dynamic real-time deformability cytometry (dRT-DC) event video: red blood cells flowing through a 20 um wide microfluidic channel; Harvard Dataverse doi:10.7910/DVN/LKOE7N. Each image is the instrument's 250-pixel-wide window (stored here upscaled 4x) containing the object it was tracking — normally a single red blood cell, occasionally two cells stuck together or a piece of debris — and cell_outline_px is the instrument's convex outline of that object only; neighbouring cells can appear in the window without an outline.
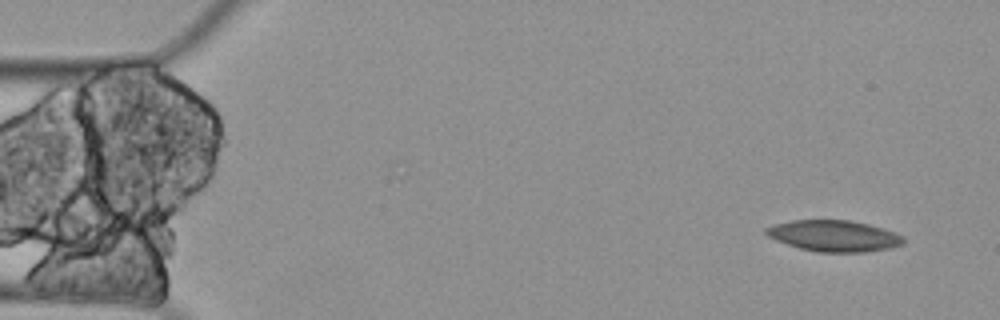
{"species": "Egyptian fruit bat (a non-hibernating species)", "species_latin": "Rousettus aegyptiacus", "temperature_condition": "cold", "stored_images_in_passage": 4, "camera_frame_rate_fps": 3000, "um_per_image_px": 0.085, "animal": {"sex": "female"}, "frame": {"image": 1, "passage_image": 1, "time_ms": 0.0, "image_size_px": [1000, 320], "cell_outline_px": [[904, 244], [892, 248], [864, 252], [816, 252], [800, 248], [776, 240], [768, 236], [764, 232], [764, 228], [772, 224], [792, 220], [848, 220], [868, 224], [884, 228], [896, 232], [904, 236]], "centroid_in_image_um": [70.91, 20.04], "position_along_channel_um": 14.1, "area_um2": 25.2}}
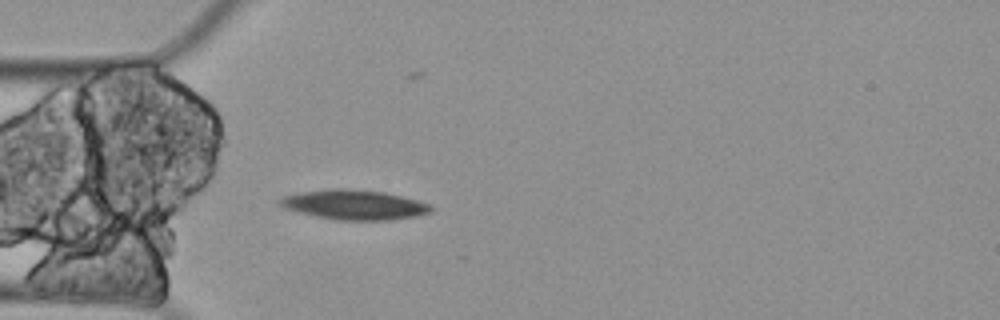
{"frame": {"image": 2, "passage_image": 4, "time_ms": 1.0, "image_size_px": [1000, 320], "cell_outline_px": [[432, 212], [416, 216], [388, 220], [336, 220], [316, 216], [284, 208], [276, 200], [280, 196], [300, 192], [328, 188], [344, 188], [384, 192], [416, 200], [428, 204], [432, 208]], "centroid_in_image_um": [30.05, 17.39], "position_along_channel_um": 55.0, "area_um2": 26.18}}